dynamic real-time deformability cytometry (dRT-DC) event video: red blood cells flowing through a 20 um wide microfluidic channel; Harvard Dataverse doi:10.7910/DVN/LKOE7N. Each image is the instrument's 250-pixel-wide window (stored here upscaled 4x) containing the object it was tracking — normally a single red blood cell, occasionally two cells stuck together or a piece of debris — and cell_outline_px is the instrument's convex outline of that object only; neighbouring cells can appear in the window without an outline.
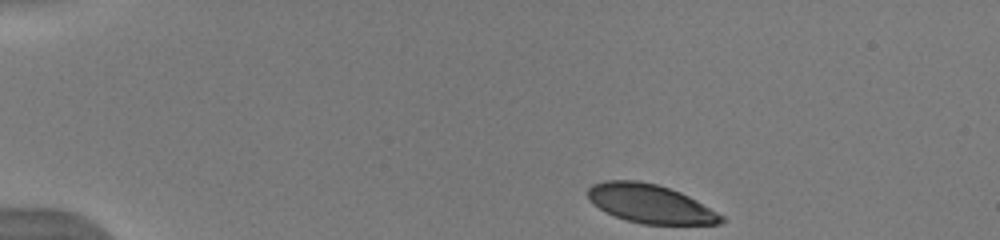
{"species": "human", "species_latin": "Homo sapiens", "temperature_condition": "warm", "stored_images_in_passage": 44, "camera_frame_rate_fps": 3000, "um_per_image_px": 0.085, "donor": {"sex": "male"}, "frame": {"image": 1, "passage_image": 1, "time_ms": 0.0, "image_size_px": [1000, 240], "cell_outline_px": [[724, 220], [720, 224], [640, 224], [604, 212], [592, 204], [588, 200], [588, 188], [592, 184], [604, 180], [640, 180], [656, 184], [680, 192], [696, 200], [724, 216]], "centroid_in_image_um": [55.23, 17.31], "position_along_channel_um": 29.8, "area_um2": 30.11}}
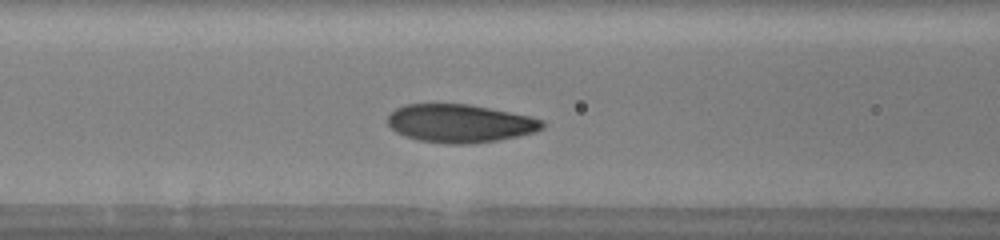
{"frame": {"image": 2, "passage_image": 15, "time_ms": 4.667, "image_size_px": [1000, 240], "cell_outline_px": [[548, 124], [544, 128], [536, 132], [496, 140], [468, 144], [448, 144], [420, 140], [404, 136], [396, 132], [388, 124], [388, 116], [396, 108], [404, 104], [468, 104], [528, 116], [544, 120]], "centroid_in_image_um": [39.11, 10.49], "position_along_channel_um": 127.5, "area_um2": 34.28}}
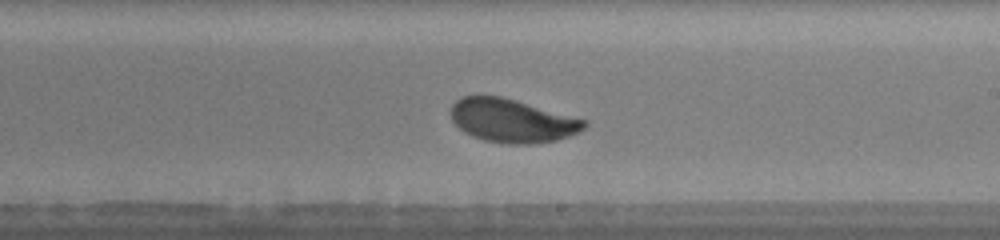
{"frame": {"image": 3, "passage_image": 24, "time_ms": 7.667, "image_size_px": [1000, 240], "cell_outline_px": [[588, 124], [580, 132], [556, 140], [532, 144], [500, 144], [484, 140], [472, 136], [464, 132], [452, 120], [452, 104], [460, 96], [500, 96], [588, 120]], "centroid_in_image_um": [43.54, 10.27], "position_along_channel_um": 245.5, "area_um2": 33.76}, "authors_computed_cell_mechanics": {"area_um2": 33.4662, "velocity_mm_per_s": 3.9334, "shape_relaxation_time_tau1_ms": 2.3392, "shape_relaxation_time_tau2_ms": 0.9751, "deformation_change_tau1": 0.1358, "deformation_change_tau2": 0.0645}}